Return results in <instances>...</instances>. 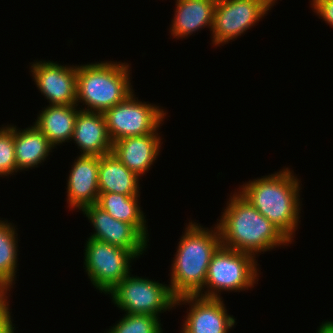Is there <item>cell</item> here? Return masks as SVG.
Listing matches in <instances>:
<instances>
[{
  "instance_id": "cell-1",
  "label": "cell",
  "mask_w": 333,
  "mask_h": 333,
  "mask_svg": "<svg viewBox=\"0 0 333 333\" xmlns=\"http://www.w3.org/2000/svg\"><path fill=\"white\" fill-rule=\"evenodd\" d=\"M289 167L243 182L236 190L292 243L301 222V179ZM296 176V177H295Z\"/></svg>"
},
{
  "instance_id": "cell-2",
  "label": "cell",
  "mask_w": 333,
  "mask_h": 333,
  "mask_svg": "<svg viewBox=\"0 0 333 333\" xmlns=\"http://www.w3.org/2000/svg\"><path fill=\"white\" fill-rule=\"evenodd\" d=\"M227 198L217 227L221 246L253 255L271 251L292 242L235 189Z\"/></svg>"
},
{
  "instance_id": "cell-3",
  "label": "cell",
  "mask_w": 333,
  "mask_h": 333,
  "mask_svg": "<svg viewBox=\"0 0 333 333\" xmlns=\"http://www.w3.org/2000/svg\"><path fill=\"white\" fill-rule=\"evenodd\" d=\"M185 226L169 270V285L176 298L202 290L212 255L221 246L216 224L209 228L189 220Z\"/></svg>"
},
{
  "instance_id": "cell-4",
  "label": "cell",
  "mask_w": 333,
  "mask_h": 333,
  "mask_svg": "<svg viewBox=\"0 0 333 333\" xmlns=\"http://www.w3.org/2000/svg\"><path fill=\"white\" fill-rule=\"evenodd\" d=\"M131 74V64L121 61L77 65L76 105L81 110L104 113L135 92Z\"/></svg>"
},
{
  "instance_id": "cell-5",
  "label": "cell",
  "mask_w": 333,
  "mask_h": 333,
  "mask_svg": "<svg viewBox=\"0 0 333 333\" xmlns=\"http://www.w3.org/2000/svg\"><path fill=\"white\" fill-rule=\"evenodd\" d=\"M251 254L220 246L212 255L205 285L197 294L221 299V292H243L258 284L261 269Z\"/></svg>"
},
{
  "instance_id": "cell-6",
  "label": "cell",
  "mask_w": 333,
  "mask_h": 333,
  "mask_svg": "<svg viewBox=\"0 0 333 333\" xmlns=\"http://www.w3.org/2000/svg\"><path fill=\"white\" fill-rule=\"evenodd\" d=\"M131 273L107 293L114 307L124 313L148 314L159 319L161 313L176 309V297L169 284Z\"/></svg>"
},
{
  "instance_id": "cell-7",
  "label": "cell",
  "mask_w": 333,
  "mask_h": 333,
  "mask_svg": "<svg viewBox=\"0 0 333 333\" xmlns=\"http://www.w3.org/2000/svg\"><path fill=\"white\" fill-rule=\"evenodd\" d=\"M138 98L132 92L124 101L103 113L112 143L125 137L154 133L164 124L168 111L166 112L160 105Z\"/></svg>"
},
{
  "instance_id": "cell-8",
  "label": "cell",
  "mask_w": 333,
  "mask_h": 333,
  "mask_svg": "<svg viewBox=\"0 0 333 333\" xmlns=\"http://www.w3.org/2000/svg\"><path fill=\"white\" fill-rule=\"evenodd\" d=\"M84 246V265L90 283L100 293H109L131 271L136 257L119 246L87 238Z\"/></svg>"
},
{
  "instance_id": "cell-9",
  "label": "cell",
  "mask_w": 333,
  "mask_h": 333,
  "mask_svg": "<svg viewBox=\"0 0 333 333\" xmlns=\"http://www.w3.org/2000/svg\"><path fill=\"white\" fill-rule=\"evenodd\" d=\"M278 0H217L211 30V46L237 40L276 5Z\"/></svg>"
},
{
  "instance_id": "cell-10",
  "label": "cell",
  "mask_w": 333,
  "mask_h": 333,
  "mask_svg": "<svg viewBox=\"0 0 333 333\" xmlns=\"http://www.w3.org/2000/svg\"><path fill=\"white\" fill-rule=\"evenodd\" d=\"M30 64L32 81L49 105L76 104L77 64L62 65L43 59Z\"/></svg>"
},
{
  "instance_id": "cell-11",
  "label": "cell",
  "mask_w": 333,
  "mask_h": 333,
  "mask_svg": "<svg viewBox=\"0 0 333 333\" xmlns=\"http://www.w3.org/2000/svg\"><path fill=\"white\" fill-rule=\"evenodd\" d=\"M224 299L186 295L176 298V306L188 305L183 316L182 330L186 333H230L237 325L235 316L228 314Z\"/></svg>"
},
{
  "instance_id": "cell-12",
  "label": "cell",
  "mask_w": 333,
  "mask_h": 333,
  "mask_svg": "<svg viewBox=\"0 0 333 333\" xmlns=\"http://www.w3.org/2000/svg\"><path fill=\"white\" fill-rule=\"evenodd\" d=\"M81 212L94 230L89 238L129 250L137 260L146 253L149 241L132 224L115 219L97 204L86 206Z\"/></svg>"
},
{
  "instance_id": "cell-13",
  "label": "cell",
  "mask_w": 333,
  "mask_h": 333,
  "mask_svg": "<svg viewBox=\"0 0 333 333\" xmlns=\"http://www.w3.org/2000/svg\"><path fill=\"white\" fill-rule=\"evenodd\" d=\"M67 181V204L70 211L96 204L99 197V156L78 155L72 162Z\"/></svg>"
},
{
  "instance_id": "cell-14",
  "label": "cell",
  "mask_w": 333,
  "mask_h": 333,
  "mask_svg": "<svg viewBox=\"0 0 333 333\" xmlns=\"http://www.w3.org/2000/svg\"><path fill=\"white\" fill-rule=\"evenodd\" d=\"M144 136L125 137L112 144V153L132 172L140 178L152 169L162 148L161 132Z\"/></svg>"
},
{
  "instance_id": "cell-15",
  "label": "cell",
  "mask_w": 333,
  "mask_h": 333,
  "mask_svg": "<svg viewBox=\"0 0 333 333\" xmlns=\"http://www.w3.org/2000/svg\"><path fill=\"white\" fill-rule=\"evenodd\" d=\"M75 146L87 156H103L112 152L103 113L79 110L72 135Z\"/></svg>"
},
{
  "instance_id": "cell-16",
  "label": "cell",
  "mask_w": 333,
  "mask_h": 333,
  "mask_svg": "<svg viewBox=\"0 0 333 333\" xmlns=\"http://www.w3.org/2000/svg\"><path fill=\"white\" fill-rule=\"evenodd\" d=\"M217 0H175V10L169 32L175 39L184 38L213 26ZM189 35V36H188Z\"/></svg>"
},
{
  "instance_id": "cell-17",
  "label": "cell",
  "mask_w": 333,
  "mask_h": 333,
  "mask_svg": "<svg viewBox=\"0 0 333 333\" xmlns=\"http://www.w3.org/2000/svg\"><path fill=\"white\" fill-rule=\"evenodd\" d=\"M46 106V107H45ZM38 111L33 125L55 147L71 142L75 121L80 108L74 105H45Z\"/></svg>"
},
{
  "instance_id": "cell-18",
  "label": "cell",
  "mask_w": 333,
  "mask_h": 333,
  "mask_svg": "<svg viewBox=\"0 0 333 333\" xmlns=\"http://www.w3.org/2000/svg\"><path fill=\"white\" fill-rule=\"evenodd\" d=\"M20 129L14 125L17 173L41 166V163L43 164L55 149L48 138L34 125Z\"/></svg>"
},
{
  "instance_id": "cell-19",
  "label": "cell",
  "mask_w": 333,
  "mask_h": 333,
  "mask_svg": "<svg viewBox=\"0 0 333 333\" xmlns=\"http://www.w3.org/2000/svg\"><path fill=\"white\" fill-rule=\"evenodd\" d=\"M140 178L130 171L112 152L99 157V192L140 196Z\"/></svg>"
},
{
  "instance_id": "cell-20",
  "label": "cell",
  "mask_w": 333,
  "mask_h": 333,
  "mask_svg": "<svg viewBox=\"0 0 333 333\" xmlns=\"http://www.w3.org/2000/svg\"><path fill=\"white\" fill-rule=\"evenodd\" d=\"M140 196H128L114 192H99L97 205L117 220L132 224L148 241L146 215L142 211Z\"/></svg>"
},
{
  "instance_id": "cell-21",
  "label": "cell",
  "mask_w": 333,
  "mask_h": 333,
  "mask_svg": "<svg viewBox=\"0 0 333 333\" xmlns=\"http://www.w3.org/2000/svg\"><path fill=\"white\" fill-rule=\"evenodd\" d=\"M16 228V229H15ZM18 228L14 223L0 218V282L11 289L17 281L18 267Z\"/></svg>"
},
{
  "instance_id": "cell-22",
  "label": "cell",
  "mask_w": 333,
  "mask_h": 333,
  "mask_svg": "<svg viewBox=\"0 0 333 333\" xmlns=\"http://www.w3.org/2000/svg\"><path fill=\"white\" fill-rule=\"evenodd\" d=\"M104 333H163L161 319L148 314L124 313Z\"/></svg>"
},
{
  "instance_id": "cell-23",
  "label": "cell",
  "mask_w": 333,
  "mask_h": 333,
  "mask_svg": "<svg viewBox=\"0 0 333 333\" xmlns=\"http://www.w3.org/2000/svg\"><path fill=\"white\" fill-rule=\"evenodd\" d=\"M16 173L14 124H5L0 127V177L9 178Z\"/></svg>"
},
{
  "instance_id": "cell-24",
  "label": "cell",
  "mask_w": 333,
  "mask_h": 333,
  "mask_svg": "<svg viewBox=\"0 0 333 333\" xmlns=\"http://www.w3.org/2000/svg\"><path fill=\"white\" fill-rule=\"evenodd\" d=\"M310 7L319 19L333 28V0H311Z\"/></svg>"
},
{
  "instance_id": "cell-25",
  "label": "cell",
  "mask_w": 333,
  "mask_h": 333,
  "mask_svg": "<svg viewBox=\"0 0 333 333\" xmlns=\"http://www.w3.org/2000/svg\"><path fill=\"white\" fill-rule=\"evenodd\" d=\"M11 288L7 286L5 283L0 282V325L3 324L6 320H8L12 312L10 309V295Z\"/></svg>"
},
{
  "instance_id": "cell-26",
  "label": "cell",
  "mask_w": 333,
  "mask_h": 333,
  "mask_svg": "<svg viewBox=\"0 0 333 333\" xmlns=\"http://www.w3.org/2000/svg\"><path fill=\"white\" fill-rule=\"evenodd\" d=\"M13 317L11 316L3 324L0 325V333H15L16 325L13 323Z\"/></svg>"
},
{
  "instance_id": "cell-27",
  "label": "cell",
  "mask_w": 333,
  "mask_h": 333,
  "mask_svg": "<svg viewBox=\"0 0 333 333\" xmlns=\"http://www.w3.org/2000/svg\"><path fill=\"white\" fill-rule=\"evenodd\" d=\"M316 333H333V320L322 321Z\"/></svg>"
}]
</instances>
